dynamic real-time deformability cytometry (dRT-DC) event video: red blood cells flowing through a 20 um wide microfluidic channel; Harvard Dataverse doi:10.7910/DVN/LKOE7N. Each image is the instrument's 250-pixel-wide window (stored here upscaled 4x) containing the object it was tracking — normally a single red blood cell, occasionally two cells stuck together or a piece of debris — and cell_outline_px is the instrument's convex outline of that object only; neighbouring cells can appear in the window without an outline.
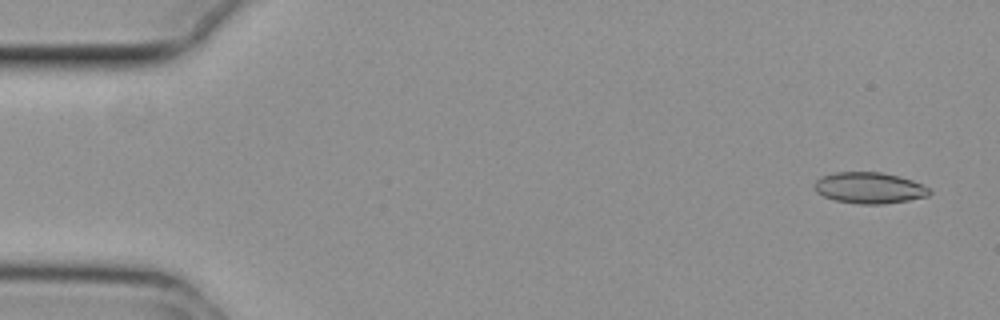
{"species": "common noctule bat (a hibernating species)", "species_latin": "Nyctalus noctula", "temperature_condition": "cold", "stored_images_in_passage": 5, "camera_frame_rate_fps": 3000, "um_per_image_px": 0.085, "animal": {"sex": "female", "body_mass_g": 29.2, "forearm_length_mm": 56.3}, "frame": {"image": 1, "passage_image": 1, "time_ms": 0.0, "image_size_px": [1000, 320], "cell_outline_px": [[932, 192], [928, 196], [908, 200], [884, 204], [860, 204], [836, 200], [824, 196], [816, 192], [816, 180], [824, 176], [836, 172], [880, 172], [912, 180], [928, 188]], "centroid_in_image_um": [73.91, 15.98], "position_along_channel_um": 11.1, "area_um2": 20.52}}